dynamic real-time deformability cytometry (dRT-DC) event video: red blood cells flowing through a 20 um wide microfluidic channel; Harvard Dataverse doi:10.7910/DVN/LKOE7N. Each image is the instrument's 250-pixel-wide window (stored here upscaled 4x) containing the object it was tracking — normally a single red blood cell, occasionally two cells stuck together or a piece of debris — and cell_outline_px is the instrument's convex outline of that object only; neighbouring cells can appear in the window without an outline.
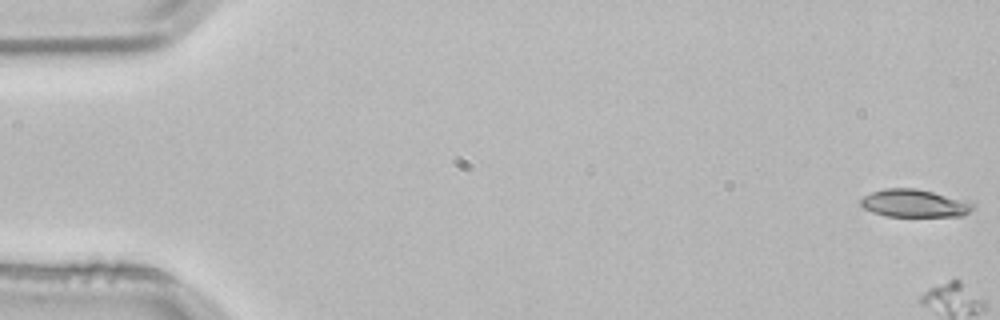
{"species": "common noctule bat (a hibernating species)", "species_latin": "Nyctalus noctula", "temperature_condition": "room temperature", "stored_images_in_passage": 5, "camera_frame_rate_fps": 3000, "um_per_image_px": 0.085, "animal": {"sex": "male", "body_mass_g": 21.5, "forearm_length_mm": 52.0}, "frame": {"image": 1, "passage_image": 1, "time_ms": 0.0, "image_size_px": [1000, 320], "cell_outline_px": [[976, 208], [964, 216], [884, 216], [872, 212], [864, 208], [860, 204], [860, 200], [864, 196], [872, 192], [884, 188], [916, 188], [972, 200], [976, 204]], "centroid_in_image_um": [77.82, 17.28], "position_along_channel_um": 7.2, "area_um2": 18.67}}